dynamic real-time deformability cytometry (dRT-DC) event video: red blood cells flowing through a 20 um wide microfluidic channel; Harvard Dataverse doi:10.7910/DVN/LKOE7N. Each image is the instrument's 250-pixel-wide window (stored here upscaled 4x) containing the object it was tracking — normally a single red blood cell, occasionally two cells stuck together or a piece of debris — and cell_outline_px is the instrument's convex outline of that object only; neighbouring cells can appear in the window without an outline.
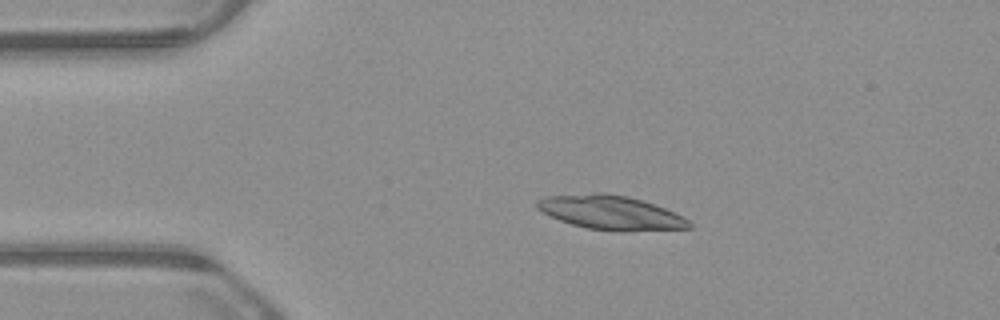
{"species": "common noctule bat (a hibernating species)", "species_latin": "Nyctalus noctula", "temperature_condition": "warm", "stored_images_in_passage": 43, "camera_frame_rate_fps": 3000, "um_per_image_px": 0.085, "animal": {"sex": "male", "body_mass_g": 23.1, "forearm_length_mm": 52.7}, "frame": {"image": 1, "passage_image": 1, "time_ms": 0.0, "image_size_px": [1000, 320], "cell_outline_px": [[692, 228], [588, 228], [572, 224], [560, 220], [536, 208], [536, 200], [544, 196], [592, 192], [604, 192], [628, 196], [676, 212], [684, 216], [692, 224]], "centroid_in_image_um": [51.82, 17.99], "position_along_channel_um": 33.2, "area_um2": 28.96}}